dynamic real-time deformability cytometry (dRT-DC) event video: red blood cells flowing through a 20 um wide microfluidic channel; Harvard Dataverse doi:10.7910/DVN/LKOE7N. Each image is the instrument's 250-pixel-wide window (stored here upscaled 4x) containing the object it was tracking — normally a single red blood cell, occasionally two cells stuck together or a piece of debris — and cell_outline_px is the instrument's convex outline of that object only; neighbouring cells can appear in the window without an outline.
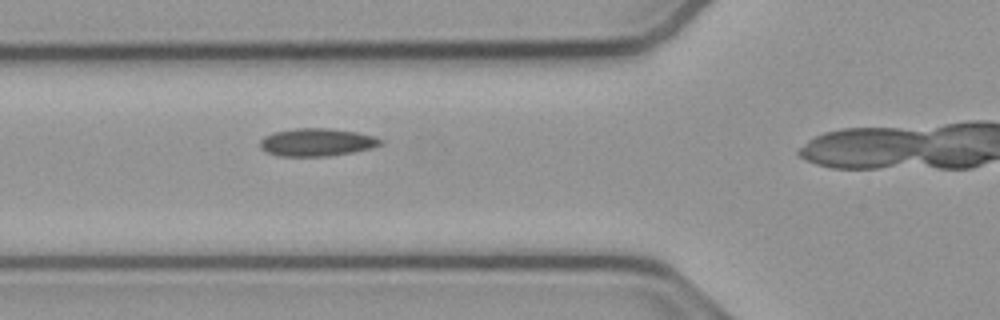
{"species": "common noctule bat (a hibernating species)", "species_latin": "Nyctalus noctula", "temperature_condition": "cold", "stored_images_in_passage": 11, "camera_frame_rate_fps": 3000, "um_per_image_px": 0.085, "animal": {"sex": "male", "body_mass_g": 23.1, "forearm_length_mm": 52.7}, "frame": {"image": 1, "passage_image": 7, "time_ms": 2.0, "image_size_px": [1000, 320], "cell_outline_px": [[384, 140], [380, 144], [368, 148], [352, 152], [328, 156], [280, 156], [268, 152], [260, 148], [260, 140], [264, 136], [272, 132], [296, 128], [328, 128], [356, 132], [372, 136]], "centroid_in_image_um": [26.87, 12.08], "position_along_channel_um": 98.9, "area_um2": 19.31}}
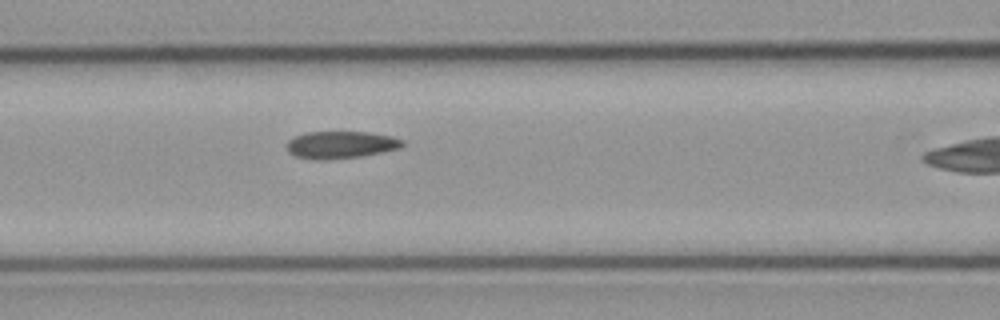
{"frame": {"image": 2, "passage_image": 10, "time_ms": 3.0, "image_size_px": [1000, 320], "cell_outline_px": [[404, 144], [400, 148], [360, 156], [296, 156], [288, 152], [284, 144], [292, 136], [304, 132], [368, 132], [392, 136], [404, 140]], "centroid_in_image_um": [28.98, 12.23], "position_along_channel_um": 137.6, "area_um2": 17.51}}